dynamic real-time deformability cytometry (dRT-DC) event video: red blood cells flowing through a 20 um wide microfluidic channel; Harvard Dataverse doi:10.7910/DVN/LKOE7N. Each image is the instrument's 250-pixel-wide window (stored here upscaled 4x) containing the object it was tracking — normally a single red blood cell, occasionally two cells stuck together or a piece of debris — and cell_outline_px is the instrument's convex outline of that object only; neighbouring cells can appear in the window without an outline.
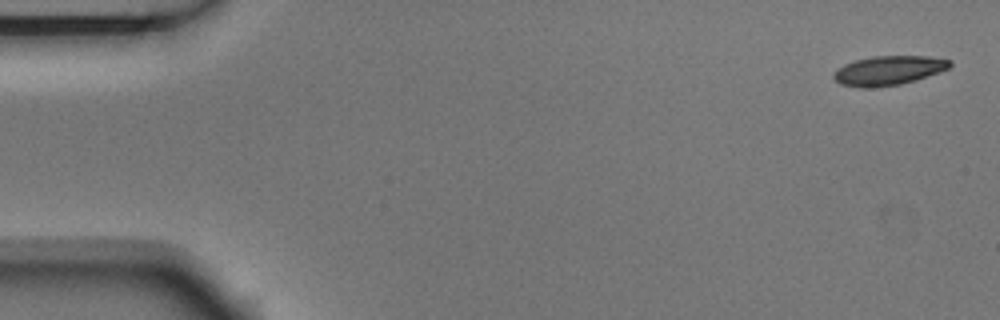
{"species": "Egyptian fruit bat (a non-hibernating species)", "species_latin": "Rousettus aegyptiacus", "temperature_condition": "room temperature", "stored_images_in_passage": 5, "camera_frame_rate_fps": 3000, "um_per_image_px": 0.085, "animal": {"sex": "male"}, "frame": {"image": 1, "passage_image": 1, "time_ms": 0.0, "image_size_px": [1000, 320], "cell_outline_px": [[952, 64], [948, 68], [916, 80], [900, 84], [872, 88], [860, 88], [840, 84], [832, 76], [832, 72], [844, 64], [856, 60], [872, 56], [928, 56], [952, 60]], "centroid_in_image_um": [75.49, 5.99], "position_along_channel_um": 9.5, "area_um2": 19.88}}
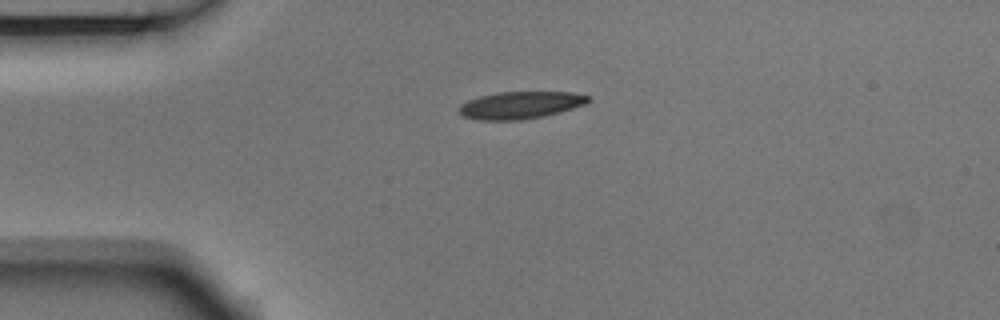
{"frame": {"image": 2, "passage_image": 4, "time_ms": 1.0, "image_size_px": [1000, 320], "cell_outline_px": [[592, 100], [584, 104], [560, 112], [544, 116], [520, 120], [476, 120], [464, 116], [456, 108], [460, 104], [468, 100], [480, 96], [496, 92], [572, 92], [588, 96]], "centroid_in_image_um": [44.2, 8.93], "position_along_channel_um": 40.8, "area_um2": 20.58}}